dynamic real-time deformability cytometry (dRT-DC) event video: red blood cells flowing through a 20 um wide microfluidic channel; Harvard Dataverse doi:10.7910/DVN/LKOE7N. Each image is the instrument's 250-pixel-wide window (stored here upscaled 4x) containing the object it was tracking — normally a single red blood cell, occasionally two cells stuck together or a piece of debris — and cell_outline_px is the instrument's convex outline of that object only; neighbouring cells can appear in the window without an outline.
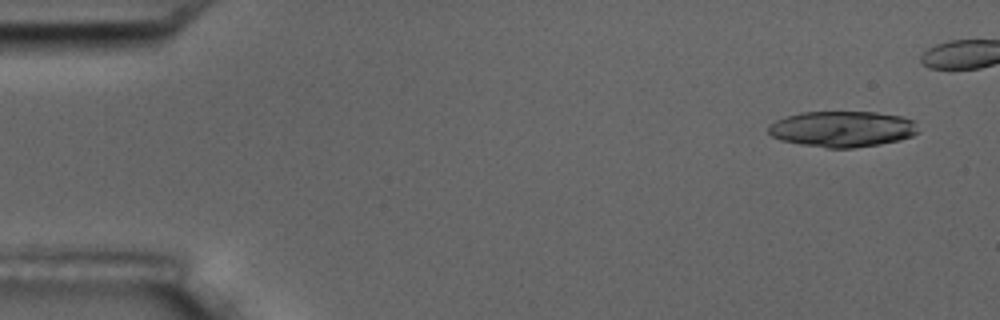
{"species": "common noctule bat (a hibernating species)", "species_latin": "Nyctalus noctula", "temperature_condition": "room temperature", "stored_images_in_passage": 12, "camera_frame_rate_fps": 3000, "um_per_image_px": 0.085, "animal": {"sex": "male", "body_mass_g": 17.5, "forearm_length_mm": 52.3}, "frame": {"image": 1, "passage_image": 1, "time_ms": 0.0, "image_size_px": [1000, 320], "cell_outline_px": [[920, 132], [912, 136], [900, 140], [880, 144], [852, 148], [828, 148], [800, 144], [780, 140], [772, 136], [768, 132], [768, 124], [784, 116], [800, 112], [876, 112], [900, 116], [912, 120]], "centroid_in_image_um": [71.57, 10.96], "position_along_channel_um": 13.4, "area_um2": 31.5}}